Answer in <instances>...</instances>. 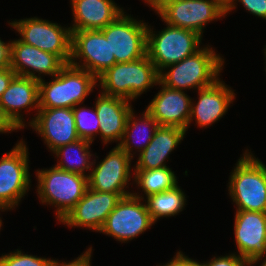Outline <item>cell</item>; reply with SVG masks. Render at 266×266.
Returning a JSON list of instances; mask_svg holds the SVG:
<instances>
[{"label": "cell", "mask_w": 266, "mask_h": 266, "mask_svg": "<svg viewBox=\"0 0 266 266\" xmlns=\"http://www.w3.org/2000/svg\"><path fill=\"white\" fill-rule=\"evenodd\" d=\"M209 45L159 72V82L174 90L202 89L215 83L225 60ZM167 70V71H166Z\"/></svg>", "instance_id": "6da1fadb"}, {"label": "cell", "mask_w": 266, "mask_h": 266, "mask_svg": "<svg viewBox=\"0 0 266 266\" xmlns=\"http://www.w3.org/2000/svg\"><path fill=\"white\" fill-rule=\"evenodd\" d=\"M230 172L228 192L236 211L266 212V166L248 148Z\"/></svg>", "instance_id": "7a4b0ae2"}, {"label": "cell", "mask_w": 266, "mask_h": 266, "mask_svg": "<svg viewBox=\"0 0 266 266\" xmlns=\"http://www.w3.org/2000/svg\"><path fill=\"white\" fill-rule=\"evenodd\" d=\"M97 86L105 95L137 99L159 83V71L146 55L132 62L115 63L98 78Z\"/></svg>", "instance_id": "3957f363"}, {"label": "cell", "mask_w": 266, "mask_h": 266, "mask_svg": "<svg viewBox=\"0 0 266 266\" xmlns=\"http://www.w3.org/2000/svg\"><path fill=\"white\" fill-rule=\"evenodd\" d=\"M49 82L39 80V108H73L97 85V77L87 70L66 64Z\"/></svg>", "instance_id": "277c9868"}, {"label": "cell", "mask_w": 266, "mask_h": 266, "mask_svg": "<svg viewBox=\"0 0 266 266\" xmlns=\"http://www.w3.org/2000/svg\"><path fill=\"white\" fill-rule=\"evenodd\" d=\"M37 196L40 203L56 208L60 222L84 196L88 188V177L64 171L56 166L36 171Z\"/></svg>", "instance_id": "5b68a950"}, {"label": "cell", "mask_w": 266, "mask_h": 266, "mask_svg": "<svg viewBox=\"0 0 266 266\" xmlns=\"http://www.w3.org/2000/svg\"><path fill=\"white\" fill-rule=\"evenodd\" d=\"M202 37L195 31L166 24L161 31L147 26V55L160 72L168 65L195 54L201 49Z\"/></svg>", "instance_id": "8992f818"}, {"label": "cell", "mask_w": 266, "mask_h": 266, "mask_svg": "<svg viewBox=\"0 0 266 266\" xmlns=\"http://www.w3.org/2000/svg\"><path fill=\"white\" fill-rule=\"evenodd\" d=\"M164 23L203 35L208 22L226 17L225 0H168L155 11Z\"/></svg>", "instance_id": "52a82bcc"}, {"label": "cell", "mask_w": 266, "mask_h": 266, "mask_svg": "<svg viewBox=\"0 0 266 266\" xmlns=\"http://www.w3.org/2000/svg\"><path fill=\"white\" fill-rule=\"evenodd\" d=\"M29 152L21 139L0 158V207L13 210L30 190Z\"/></svg>", "instance_id": "ba28073f"}, {"label": "cell", "mask_w": 266, "mask_h": 266, "mask_svg": "<svg viewBox=\"0 0 266 266\" xmlns=\"http://www.w3.org/2000/svg\"><path fill=\"white\" fill-rule=\"evenodd\" d=\"M20 34V41L45 52L58 55L66 64L71 60L72 32L70 27L38 17L9 21Z\"/></svg>", "instance_id": "9c48e42d"}, {"label": "cell", "mask_w": 266, "mask_h": 266, "mask_svg": "<svg viewBox=\"0 0 266 266\" xmlns=\"http://www.w3.org/2000/svg\"><path fill=\"white\" fill-rule=\"evenodd\" d=\"M125 13L101 29L109 39L110 59H116V63L132 62L147 55L148 24Z\"/></svg>", "instance_id": "30bf717a"}, {"label": "cell", "mask_w": 266, "mask_h": 266, "mask_svg": "<svg viewBox=\"0 0 266 266\" xmlns=\"http://www.w3.org/2000/svg\"><path fill=\"white\" fill-rule=\"evenodd\" d=\"M153 224L155 223L148 212L145 199L131 194L122 197L99 232L126 243L143 234Z\"/></svg>", "instance_id": "8fae6325"}, {"label": "cell", "mask_w": 266, "mask_h": 266, "mask_svg": "<svg viewBox=\"0 0 266 266\" xmlns=\"http://www.w3.org/2000/svg\"><path fill=\"white\" fill-rule=\"evenodd\" d=\"M108 153L98 164L96 159L92 160L88 188L99 192L119 193L122 197L131 195L132 193L125 188L129 186L128 182L132 177L131 160L133 159L118 145Z\"/></svg>", "instance_id": "7c38bea8"}, {"label": "cell", "mask_w": 266, "mask_h": 266, "mask_svg": "<svg viewBox=\"0 0 266 266\" xmlns=\"http://www.w3.org/2000/svg\"><path fill=\"white\" fill-rule=\"evenodd\" d=\"M71 32V65L85 69L98 78L116 63V59H110L109 39L101 30Z\"/></svg>", "instance_id": "4fadbf2b"}, {"label": "cell", "mask_w": 266, "mask_h": 266, "mask_svg": "<svg viewBox=\"0 0 266 266\" xmlns=\"http://www.w3.org/2000/svg\"><path fill=\"white\" fill-rule=\"evenodd\" d=\"M122 199L119 193L99 192L87 188L84 196L65 215L60 223L99 232L108 215Z\"/></svg>", "instance_id": "5bb4252c"}, {"label": "cell", "mask_w": 266, "mask_h": 266, "mask_svg": "<svg viewBox=\"0 0 266 266\" xmlns=\"http://www.w3.org/2000/svg\"><path fill=\"white\" fill-rule=\"evenodd\" d=\"M28 125L38 133L53 153L79 140L72 108H39Z\"/></svg>", "instance_id": "9a60e30c"}, {"label": "cell", "mask_w": 266, "mask_h": 266, "mask_svg": "<svg viewBox=\"0 0 266 266\" xmlns=\"http://www.w3.org/2000/svg\"><path fill=\"white\" fill-rule=\"evenodd\" d=\"M65 65L66 63L58 55L25 44L19 39L11 40L10 68L16 75L39 81L43 79L41 74L53 77Z\"/></svg>", "instance_id": "2e32d148"}, {"label": "cell", "mask_w": 266, "mask_h": 266, "mask_svg": "<svg viewBox=\"0 0 266 266\" xmlns=\"http://www.w3.org/2000/svg\"><path fill=\"white\" fill-rule=\"evenodd\" d=\"M234 235L237 253L248 262L266 255V212L236 211Z\"/></svg>", "instance_id": "e0dca14e"}, {"label": "cell", "mask_w": 266, "mask_h": 266, "mask_svg": "<svg viewBox=\"0 0 266 266\" xmlns=\"http://www.w3.org/2000/svg\"><path fill=\"white\" fill-rule=\"evenodd\" d=\"M198 101L192 99L189 125L195 120L199 128H208L219 121L234 101L235 93L221 78L212 85L198 90ZM195 103V104H194Z\"/></svg>", "instance_id": "ac0fdd59"}, {"label": "cell", "mask_w": 266, "mask_h": 266, "mask_svg": "<svg viewBox=\"0 0 266 266\" xmlns=\"http://www.w3.org/2000/svg\"><path fill=\"white\" fill-rule=\"evenodd\" d=\"M0 106L18 130L26 128L24 114L21 112L22 109L27 110V112L36 109L37 114L39 110V81L26 76L15 75L0 97Z\"/></svg>", "instance_id": "d6986e66"}, {"label": "cell", "mask_w": 266, "mask_h": 266, "mask_svg": "<svg viewBox=\"0 0 266 266\" xmlns=\"http://www.w3.org/2000/svg\"><path fill=\"white\" fill-rule=\"evenodd\" d=\"M160 91L154 96L146 110L159 126H175L188 130L192 98L183 90L165 87L160 82Z\"/></svg>", "instance_id": "ffe728a7"}, {"label": "cell", "mask_w": 266, "mask_h": 266, "mask_svg": "<svg viewBox=\"0 0 266 266\" xmlns=\"http://www.w3.org/2000/svg\"><path fill=\"white\" fill-rule=\"evenodd\" d=\"M95 101V110L99 119V135L104 144L112 141L120 143L126 123L132 111L131 101L99 93Z\"/></svg>", "instance_id": "44dd1931"}, {"label": "cell", "mask_w": 266, "mask_h": 266, "mask_svg": "<svg viewBox=\"0 0 266 266\" xmlns=\"http://www.w3.org/2000/svg\"><path fill=\"white\" fill-rule=\"evenodd\" d=\"M71 7V31L101 30L124 13L114 0H71Z\"/></svg>", "instance_id": "7402d4cb"}, {"label": "cell", "mask_w": 266, "mask_h": 266, "mask_svg": "<svg viewBox=\"0 0 266 266\" xmlns=\"http://www.w3.org/2000/svg\"><path fill=\"white\" fill-rule=\"evenodd\" d=\"M186 135V131L175 126H159L146 148L137 154L132 170H150L167 167L169 154L176 149Z\"/></svg>", "instance_id": "603a6c76"}, {"label": "cell", "mask_w": 266, "mask_h": 266, "mask_svg": "<svg viewBox=\"0 0 266 266\" xmlns=\"http://www.w3.org/2000/svg\"><path fill=\"white\" fill-rule=\"evenodd\" d=\"M134 113L136 112H134V109H132L127 119L126 128L123 133V137L120 143L117 144L132 159L135 157L133 156L134 154H136L137 152H139L140 154L146 148V146L152 140L155 131L159 127L158 122L146 109L144 112H142L143 114H141V117L140 116L137 117L136 114ZM139 132L140 135L137 136ZM134 140L136 143L134 142ZM133 149L135 151H133Z\"/></svg>", "instance_id": "cb8c5ba5"}, {"label": "cell", "mask_w": 266, "mask_h": 266, "mask_svg": "<svg viewBox=\"0 0 266 266\" xmlns=\"http://www.w3.org/2000/svg\"><path fill=\"white\" fill-rule=\"evenodd\" d=\"M91 144L92 142L88 140L79 139L76 142L59 147L53 152L60 159L55 166L64 171L88 177L93 164L90 159L94 157V154L90 153L91 150H89Z\"/></svg>", "instance_id": "d4e9b609"}, {"label": "cell", "mask_w": 266, "mask_h": 266, "mask_svg": "<svg viewBox=\"0 0 266 266\" xmlns=\"http://www.w3.org/2000/svg\"><path fill=\"white\" fill-rule=\"evenodd\" d=\"M132 174L134 179V184L136 187L142 189L144 194L140 195L138 192L133 191V195L137 198L148 197L149 195L156 194L174 188L178 185L177 177L175 172L169 167H162L150 170H133ZM145 195V197L143 196Z\"/></svg>", "instance_id": "484cf974"}, {"label": "cell", "mask_w": 266, "mask_h": 266, "mask_svg": "<svg viewBox=\"0 0 266 266\" xmlns=\"http://www.w3.org/2000/svg\"><path fill=\"white\" fill-rule=\"evenodd\" d=\"M147 199V200H146ZM145 203L154 223L162 217L178 215L186 206V195L177 185L169 190L149 195Z\"/></svg>", "instance_id": "4316f807"}, {"label": "cell", "mask_w": 266, "mask_h": 266, "mask_svg": "<svg viewBox=\"0 0 266 266\" xmlns=\"http://www.w3.org/2000/svg\"><path fill=\"white\" fill-rule=\"evenodd\" d=\"M81 104L73 107V115L75 119L76 131L80 139L93 142L95 137L99 135V119L95 107L92 109L80 107Z\"/></svg>", "instance_id": "83f0119b"}, {"label": "cell", "mask_w": 266, "mask_h": 266, "mask_svg": "<svg viewBox=\"0 0 266 266\" xmlns=\"http://www.w3.org/2000/svg\"><path fill=\"white\" fill-rule=\"evenodd\" d=\"M52 259L24 254L17 249L9 254L0 256V266H49Z\"/></svg>", "instance_id": "f1b7e54d"}, {"label": "cell", "mask_w": 266, "mask_h": 266, "mask_svg": "<svg viewBox=\"0 0 266 266\" xmlns=\"http://www.w3.org/2000/svg\"><path fill=\"white\" fill-rule=\"evenodd\" d=\"M225 2L226 16L229 12H232L234 8L236 9V2H239L250 14L266 20V0H225Z\"/></svg>", "instance_id": "f546056e"}, {"label": "cell", "mask_w": 266, "mask_h": 266, "mask_svg": "<svg viewBox=\"0 0 266 266\" xmlns=\"http://www.w3.org/2000/svg\"><path fill=\"white\" fill-rule=\"evenodd\" d=\"M205 266H249V262L240 257L238 254L232 253L225 256H214L210 261L204 262Z\"/></svg>", "instance_id": "4dcf8cb0"}, {"label": "cell", "mask_w": 266, "mask_h": 266, "mask_svg": "<svg viewBox=\"0 0 266 266\" xmlns=\"http://www.w3.org/2000/svg\"><path fill=\"white\" fill-rule=\"evenodd\" d=\"M92 247H89L79 257L69 262H59L52 258L49 266H91Z\"/></svg>", "instance_id": "1f68e13d"}, {"label": "cell", "mask_w": 266, "mask_h": 266, "mask_svg": "<svg viewBox=\"0 0 266 266\" xmlns=\"http://www.w3.org/2000/svg\"><path fill=\"white\" fill-rule=\"evenodd\" d=\"M11 40L7 43L0 39V70L10 68Z\"/></svg>", "instance_id": "d6a6232c"}, {"label": "cell", "mask_w": 266, "mask_h": 266, "mask_svg": "<svg viewBox=\"0 0 266 266\" xmlns=\"http://www.w3.org/2000/svg\"><path fill=\"white\" fill-rule=\"evenodd\" d=\"M15 75L16 73L11 68L0 70V97Z\"/></svg>", "instance_id": "836d02e7"}, {"label": "cell", "mask_w": 266, "mask_h": 266, "mask_svg": "<svg viewBox=\"0 0 266 266\" xmlns=\"http://www.w3.org/2000/svg\"><path fill=\"white\" fill-rule=\"evenodd\" d=\"M17 127L9 120V118L4 114L0 106V133H11L12 131H17Z\"/></svg>", "instance_id": "e575fe53"}, {"label": "cell", "mask_w": 266, "mask_h": 266, "mask_svg": "<svg viewBox=\"0 0 266 266\" xmlns=\"http://www.w3.org/2000/svg\"><path fill=\"white\" fill-rule=\"evenodd\" d=\"M159 266H184V253L181 251H177L173 259H171L164 265H159Z\"/></svg>", "instance_id": "d590c367"}, {"label": "cell", "mask_w": 266, "mask_h": 266, "mask_svg": "<svg viewBox=\"0 0 266 266\" xmlns=\"http://www.w3.org/2000/svg\"><path fill=\"white\" fill-rule=\"evenodd\" d=\"M168 0H144L154 11L160 8Z\"/></svg>", "instance_id": "8d00e7d4"}, {"label": "cell", "mask_w": 266, "mask_h": 266, "mask_svg": "<svg viewBox=\"0 0 266 266\" xmlns=\"http://www.w3.org/2000/svg\"><path fill=\"white\" fill-rule=\"evenodd\" d=\"M184 266H205V264L198 262L196 260H193L184 254Z\"/></svg>", "instance_id": "74e56055"}, {"label": "cell", "mask_w": 266, "mask_h": 266, "mask_svg": "<svg viewBox=\"0 0 266 266\" xmlns=\"http://www.w3.org/2000/svg\"><path fill=\"white\" fill-rule=\"evenodd\" d=\"M264 258L265 259H263V257H259V258L253 259L252 261L249 262V266L256 265L260 260H261L262 263L259 266H266V256H264Z\"/></svg>", "instance_id": "f35d334b"}, {"label": "cell", "mask_w": 266, "mask_h": 266, "mask_svg": "<svg viewBox=\"0 0 266 266\" xmlns=\"http://www.w3.org/2000/svg\"><path fill=\"white\" fill-rule=\"evenodd\" d=\"M6 210H7V209H5V208H3V207H0V211H1V212H2V211L4 212V211H6ZM2 223H3V222H2L1 217H0V230H1V227L3 226Z\"/></svg>", "instance_id": "ab89813d"}, {"label": "cell", "mask_w": 266, "mask_h": 266, "mask_svg": "<svg viewBox=\"0 0 266 266\" xmlns=\"http://www.w3.org/2000/svg\"><path fill=\"white\" fill-rule=\"evenodd\" d=\"M264 57H265V61H266V47L264 48Z\"/></svg>", "instance_id": "60d3db41"}]
</instances>
